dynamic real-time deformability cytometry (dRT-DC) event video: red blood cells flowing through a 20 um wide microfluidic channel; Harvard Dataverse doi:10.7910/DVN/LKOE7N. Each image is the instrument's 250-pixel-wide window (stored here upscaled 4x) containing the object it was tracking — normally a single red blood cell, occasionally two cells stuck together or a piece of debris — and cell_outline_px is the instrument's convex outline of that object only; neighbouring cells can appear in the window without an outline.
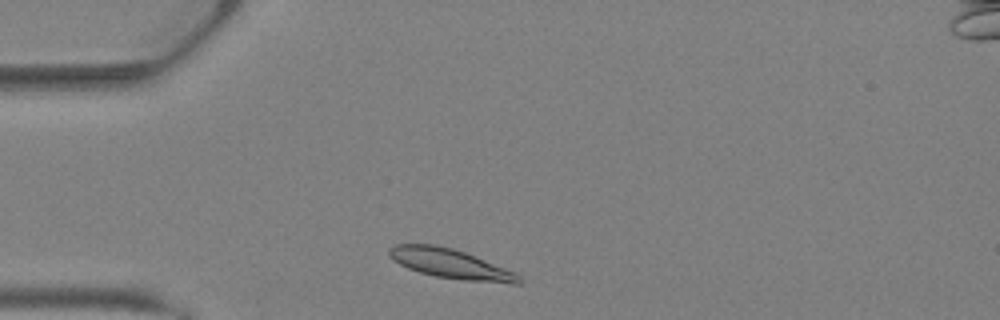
{"species": "Egyptian fruit bat (a non-hibernating species)", "species_latin": "Rousettus aegyptiacus", "temperature_condition": "warm", "stored_images_in_passage": 25, "camera_frame_rate_fps": 3000, "um_per_image_px": 0.085, "animal": {"sex": "female"}, "frame": {"image": 1, "passage_image": 2, "time_ms": 0.333, "image_size_px": [1000, 320], "cell_outline_px": [[524, 280], [520, 284], [512, 284], [464, 280], [436, 276], [420, 272], [408, 268], [392, 260], [388, 256], [388, 248], [396, 244], [432, 244], [452, 248], [464, 252], [504, 268], [520, 276]], "centroid_in_image_um": [38.26, 22.42], "position_along_channel_um": 46.7, "area_um2": 22.14}}
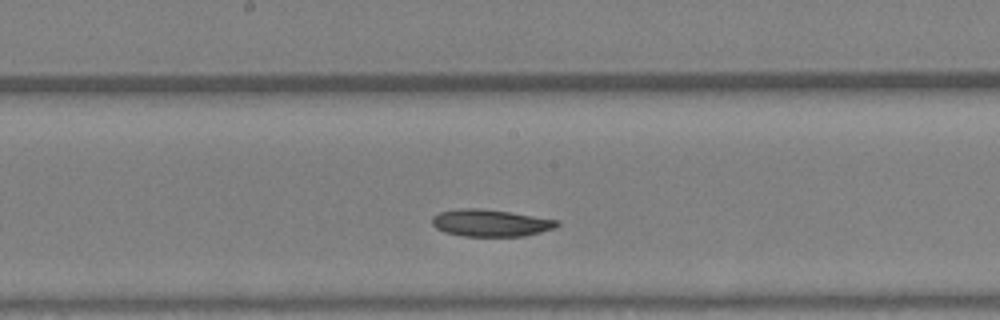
{"frame": {"image": 2, "passage_image": 12, "time_ms": 3.667, "image_size_px": [1000, 320], "cell_outline_px": [[560, 224], [556, 228], [524, 236], [464, 236], [444, 232], [436, 228], [432, 224], [432, 216], [440, 212], [460, 208], [480, 208], [508, 212], [560, 220]], "centroid_in_image_um": [41.7, 18.95], "position_along_channel_um": 206.5, "area_um2": 19.71}}
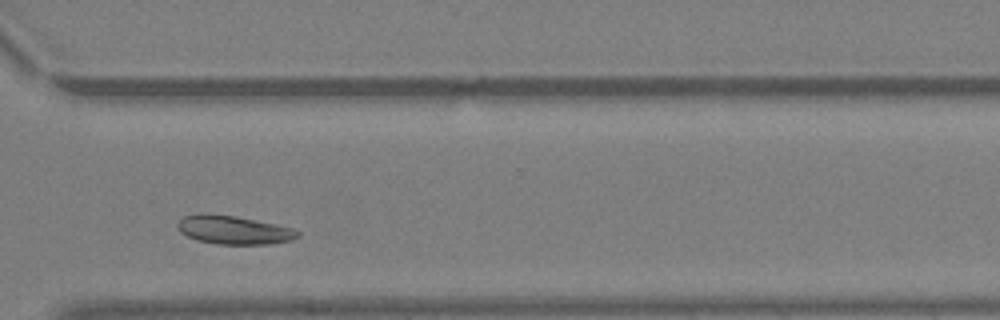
{"frame": {"image": 3, "passage_image": 20, "time_ms": 6.333, "image_size_px": [1000, 320], "cell_outline_px": [[300, 236], [292, 240], [268, 244], [216, 244], [196, 240], [180, 232], [176, 224], [184, 216], [200, 212], [208, 212], [236, 216], [276, 224], [292, 228], [300, 232]], "centroid_in_image_um": [19.84, 19.53], "position_along_channel_um": 350.8, "area_um2": 20.23}}